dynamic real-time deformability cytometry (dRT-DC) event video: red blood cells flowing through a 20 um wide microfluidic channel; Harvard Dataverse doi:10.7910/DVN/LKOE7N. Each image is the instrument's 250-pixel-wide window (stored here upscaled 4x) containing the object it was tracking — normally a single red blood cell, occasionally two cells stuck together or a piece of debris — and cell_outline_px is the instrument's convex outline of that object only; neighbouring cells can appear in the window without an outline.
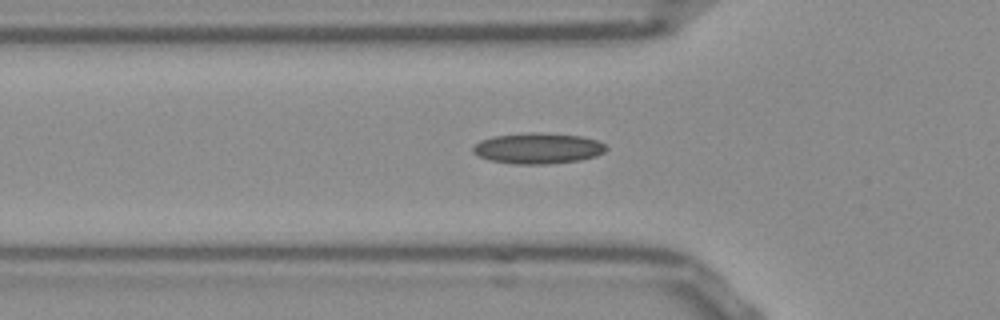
{"species": "Egyptian fruit bat (a non-hibernating species)", "species_latin": "Rousettus aegyptiacus", "temperature_condition": "room temperature", "stored_images_in_passage": 42, "camera_frame_rate_fps": 3000, "um_per_image_px": 0.085, "frame": {"image": 1, "passage_image": 16, "time_ms": 5.0, "image_size_px": [1000, 320], "cell_outline_px": [[608, 148], [604, 152], [596, 156], [580, 160], [548, 164], [516, 164], [488, 160], [472, 152], [472, 148], [480, 140], [492, 136], [532, 132], [540, 132], [580, 136], [596, 140], [604, 144]], "centroid_in_image_um": [45.71, 12.6], "position_along_channel_um": 80.1, "area_um2": 23.93}}
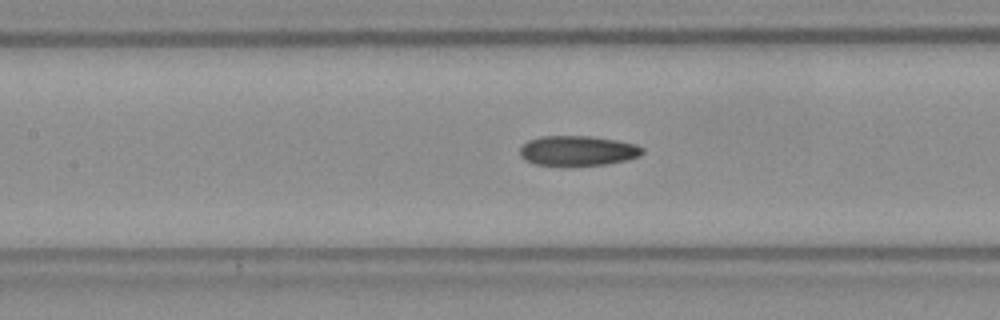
{"frame": {"image": 2, "passage_image": 22, "time_ms": 7.0, "image_size_px": [1000, 320], "cell_outline_px": [[644, 152], [640, 156], [624, 160], [604, 164], [536, 164], [524, 160], [520, 156], [520, 148], [528, 140], [540, 136], [592, 136], [616, 140], [636, 144], [644, 148]], "centroid_in_image_um": [49.11, 12.78], "position_along_channel_um": 158.3, "area_um2": 21.04}}
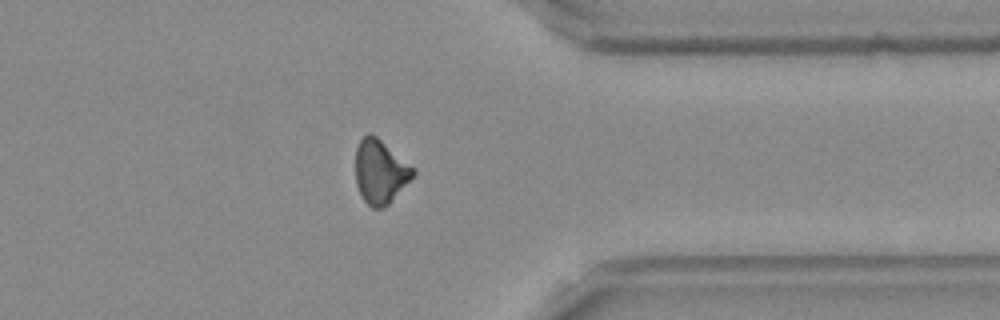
{"frame": {"image": 3, "passage_image": 40, "time_ms": 13.0, "image_size_px": [1000, 320], "cell_outline_px": [[416, 172], [388, 204], [384, 208], [372, 208], [364, 200], [356, 184], [356, 148], [360, 140], [368, 132], [376, 136], [416, 168]], "centroid_in_image_um": [32.32, 14.57], "position_along_channel_um": 379.1, "area_um2": 21.21}}